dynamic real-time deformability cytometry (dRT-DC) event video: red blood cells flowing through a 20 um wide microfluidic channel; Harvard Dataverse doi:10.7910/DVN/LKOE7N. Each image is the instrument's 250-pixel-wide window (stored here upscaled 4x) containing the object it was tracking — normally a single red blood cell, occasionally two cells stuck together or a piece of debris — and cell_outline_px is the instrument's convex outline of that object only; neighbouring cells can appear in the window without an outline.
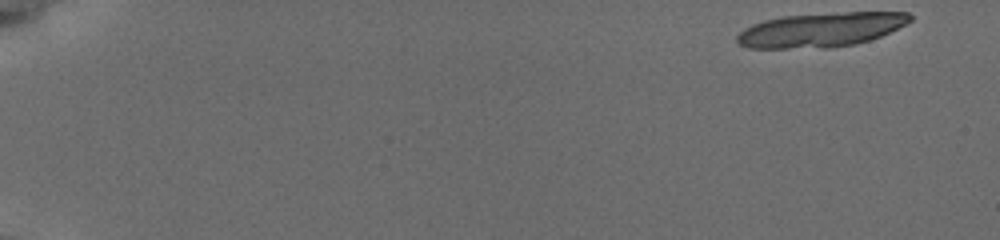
{"species": "common noctule bat (a hibernating species)", "species_latin": "Nyctalus noctula", "temperature_condition": "cold", "stored_images_in_passage": 19, "camera_frame_rate_fps": 3000, "um_per_image_px": 0.085, "animal": {"sex": "female", "body_mass_g": 19.5, "forearm_length_mm": 54.1}, "frame": {"image": 1, "passage_image": 1, "time_ms": 0.0, "image_size_px": [1000, 240], "cell_outline_px": [[912, 20], [880, 36], [856, 44], [828, 48], [748, 48], [740, 44], [736, 40], [736, 36], [744, 28], [752, 24], [764, 20], [784, 16], [848, 12], [908, 12], [912, 16]], "centroid_in_image_um": [69.75, 2.53], "position_along_channel_um": 15.3, "area_um2": 34.39}}
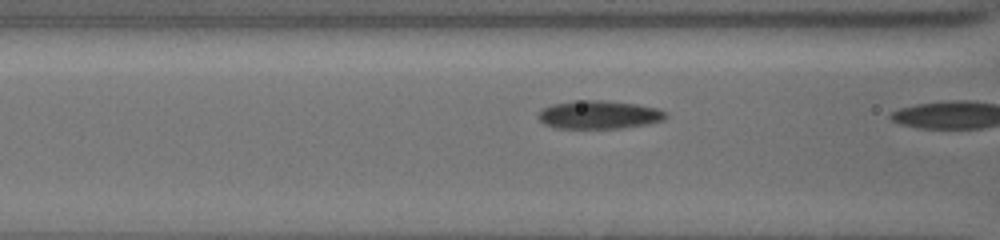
{"frame": {"image": 2, "passage_image": 18, "time_ms": 6.667, "image_size_px": [1000, 240], "cell_outline_px": [[668, 116], [664, 120], [648, 124], [620, 128], [556, 128], [544, 124], [536, 116], [544, 108], [552, 104], [584, 100], [604, 100], [636, 104], [660, 108], [668, 112]], "centroid_in_image_um": [50.97, 9.75], "position_along_channel_um": 115.6, "area_um2": 21.1}}